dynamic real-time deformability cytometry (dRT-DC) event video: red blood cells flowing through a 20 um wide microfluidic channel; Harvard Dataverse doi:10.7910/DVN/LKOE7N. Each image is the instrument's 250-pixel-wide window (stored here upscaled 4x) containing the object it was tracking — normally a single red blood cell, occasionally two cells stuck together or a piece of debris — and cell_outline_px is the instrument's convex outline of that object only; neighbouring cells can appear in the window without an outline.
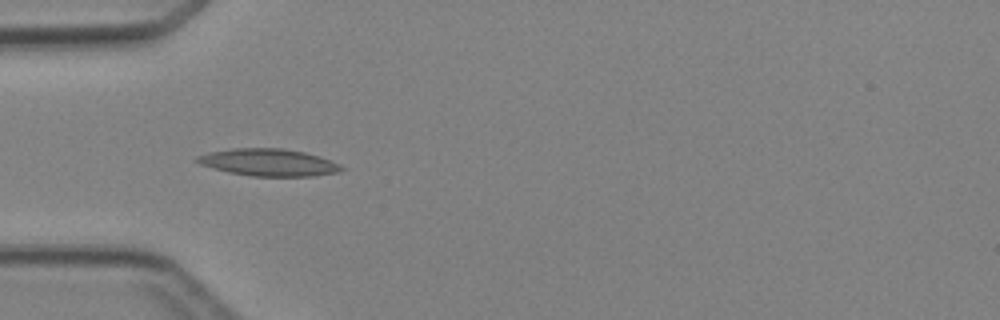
{"species": "Egyptian fruit bat (a non-hibernating species)", "species_latin": "Rousettus aegyptiacus", "temperature_condition": "cold", "stored_images_in_passage": 6, "camera_frame_rate_fps": 3000, "um_per_image_px": 0.085, "animal": {"sex": "female"}, "frame": {"image": 1, "passage_image": 5, "time_ms": 4.667, "image_size_px": [1000, 320], "cell_outline_px": [[344, 168], [340, 172], [312, 176], [252, 176], [228, 172], [200, 164], [192, 160], [196, 156], [208, 152], [232, 148], [284, 148], [304, 152], [320, 156], [340, 164]], "centroid_in_image_um": [22.81, 13.8], "position_along_channel_um": 62.2, "area_um2": 23.0}}
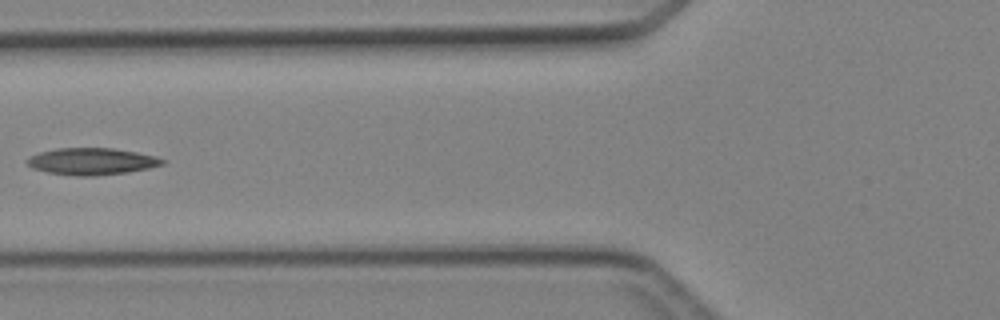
{"frame": {"image": 2, "passage_image": 6, "time_ms": 6.0, "image_size_px": [1000, 320], "cell_outline_px": [[164, 164], [148, 168], [128, 172], [92, 176], [76, 176], [48, 172], [32, 168], [24, 160], [28, 156], [40, 152], [56, 148], [112, 148], [136, 152], [156, 156], [164, 160]], "centroid_in_image_um": [7.76, 13.71], "position_along_channel_um": 118.0, "area_um2": 21.15}}